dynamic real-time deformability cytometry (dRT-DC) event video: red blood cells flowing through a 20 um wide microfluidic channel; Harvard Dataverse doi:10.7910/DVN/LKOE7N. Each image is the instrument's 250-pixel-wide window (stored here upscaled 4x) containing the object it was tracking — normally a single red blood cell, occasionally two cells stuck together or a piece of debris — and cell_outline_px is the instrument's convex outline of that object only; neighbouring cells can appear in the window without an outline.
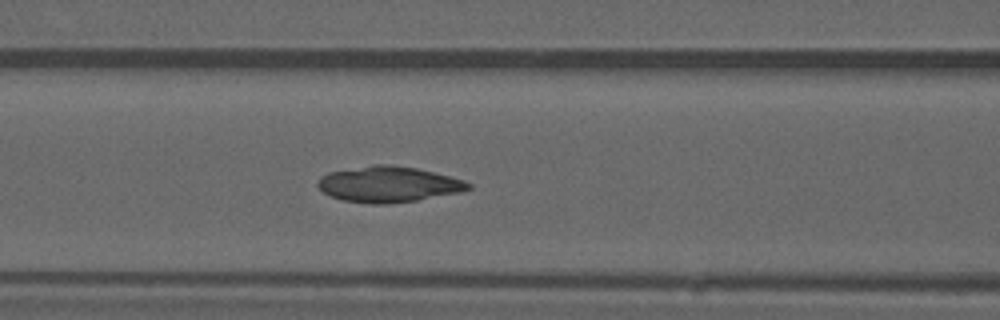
{"species": "common noctule bat (a hibernating species)", "species_latin": "Nyctalus noctula", "temperature_condition": "warm", "stored_images_in_passage": 51, "camera_frame_rate_fps": 3000, "um_per_image_px": 0.085, "animal": {"sex": "male", "forearm_length_mm": 52.5}, "frame": {"image": 1, "passage_image": 21, "time_ms": 6.667, "image_size_px": [1000, 320], "cell_outline_px": [[472, 188], [460, 192], [416, 200], [384, 204], [372, 204], [344, 200], [332, 196], [324, 192], [316, 184], [316, 180], [320, 176], [328, 172], [372, 164], [388, 164], [416, 168], [464, 180], [472, 184]], "centroid_in_image_um": [32.99, 15.65], "position_along_channel_um": 133.6, "area_um2": 31.27}}
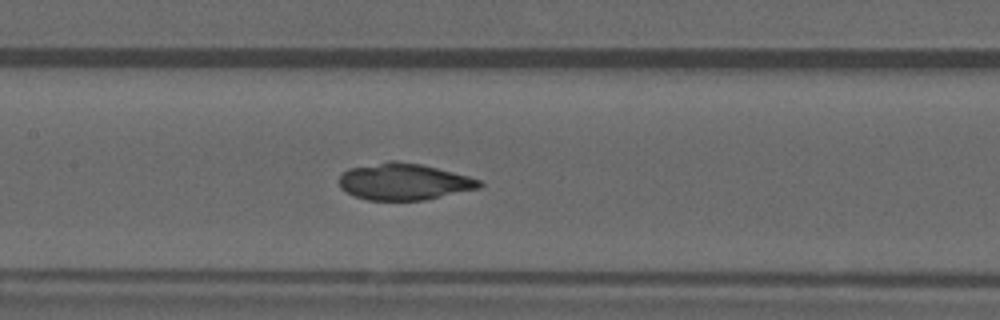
{"frame": {"image": 2, "passage_image": 24, "time_ms": 7.667, "image_size_px": [1000, 320], "cell_outline_px": [[484, 184], [480, 188], [424, 200], [368, 200], [356, 196], [340, 188], [340, 176], [348, 168], [388, 160], [396, 160], [420, 164], [468, 176], [480, 180]], "centroid_in_image_um": [34.33, 15.43], "position_along_channel_um": 173.1, "area_um2": 29.82}, "authors_computed_cell_mechanics": {"area_um2": 29.7092, "velocity_mm_per_s": 3.9477, "shape_relaxation_time_tau1_ms": null, "shape_relaxation_time_tau2_ms": 0.993, "deformation_change_tau1": null, "deformation_change_tau2": 0.0349}}